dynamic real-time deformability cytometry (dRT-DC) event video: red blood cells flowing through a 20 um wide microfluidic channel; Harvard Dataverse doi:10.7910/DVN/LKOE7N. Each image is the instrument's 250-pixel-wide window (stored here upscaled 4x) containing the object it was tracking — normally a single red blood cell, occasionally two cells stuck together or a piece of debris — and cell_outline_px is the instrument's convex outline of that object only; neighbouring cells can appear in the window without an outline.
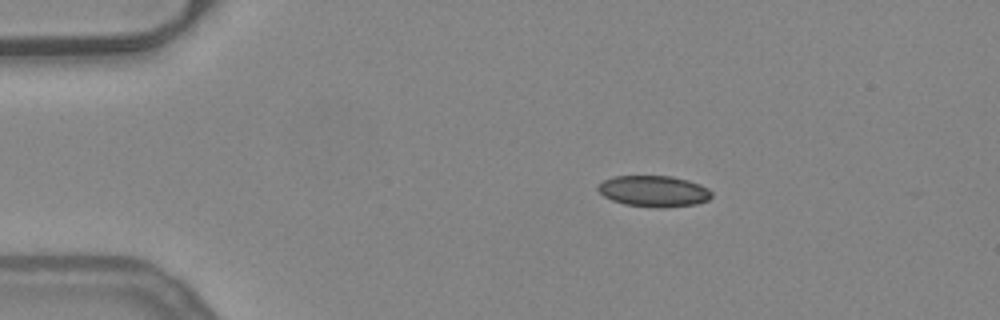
{"species": "common noctule bat (a hibernating species)", "species_latin": "Nyctalus noctula", "temperature_condition": "warm", "stored_images_in_passage": 40, "camera_frame_rate_fps": 3000, "um_per_image_px": 0.085, "animal": {"sex": "female", "body_mass_g": 24.6, "forearm_length_mm": 56.2}, "frame": {"image": 1, "passage_image": 1, "time_ms": 0.0, "image_size_px": [1000, 320], "cell_outline_px": [[712, 196], [708, 200], [696, 204], [664, 208], [652, 208], [624, 204], [612, 200], [604, 196], [596, 188], [604, 180], [612, 176], [672, 176], [688, 180], [700, 184], [708, 188], [712, 192]], "centroid_in_image_um": [55.59, 16.26], "position_along_channel_um": 29.4, "area_um2": 20.81}}
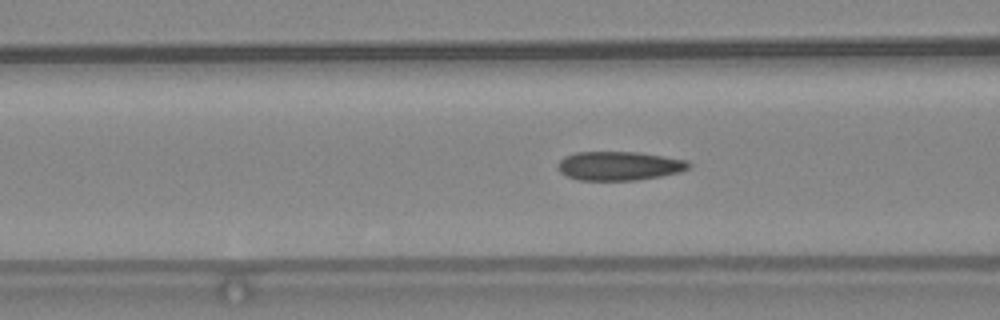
{"frame": {"image": 2, "passage_image": 12, "time_ms": 3.667, "image_size_px": [1000, 320], "cell_outline_px": [[692, 164], [688, 168], [680, 172], [660, 176], [636, 180], [580, 180], [568, 176], [560, 172], [556, 168], [556, 164], [564, 156], [576, 152], [636, 152], [688, 160]], "centroid_in_image_um": [52.61, 14.09], "position_along_channel_um": 114.0, "area_um2": 22.08}}
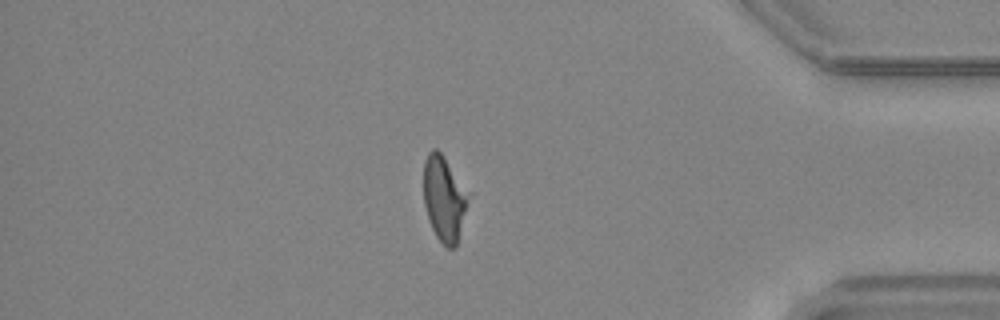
{"frame": {"image": 3, "passage_image": 36, "time_ms": 11.667, "image_size_px": [1000, 320], "cell_outline_px": [[464, 212], [456, 248], [448, 248], [436, 236], [428, 220], [424, 204], [424, 160], [428, 152], [432, 148], [436, 148], [444, 156], [464, 196]], "centroid_in_image_um": [37.63, 16.91], "position_along_channel_um": 397.6, "area_um2": 20.58}, "authors_computed_cell_mechanics": {"area_um2": 23.0333, "velocity_mm_per_s": 3.9511, "shape_relaxation_time_tau1_ms": null, "shape_relaxation_time_tau2_ms": 2.1713, "deformation_change_tau1": null, "deformation_change_tau2": 0.1278}}